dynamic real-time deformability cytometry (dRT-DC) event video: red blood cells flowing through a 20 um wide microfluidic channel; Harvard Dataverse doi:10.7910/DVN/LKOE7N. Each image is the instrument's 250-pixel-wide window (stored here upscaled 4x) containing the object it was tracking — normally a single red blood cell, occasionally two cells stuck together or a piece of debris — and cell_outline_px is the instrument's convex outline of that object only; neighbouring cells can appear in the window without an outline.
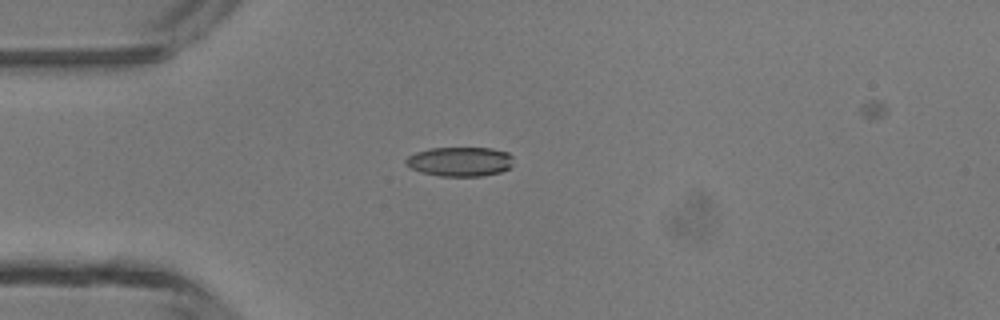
{"species": "common noctule bat (a hibernating species)", "species_latin": "Nyctalus noctula", "temperature_condition": "room temperature", "stored_images_in_passage": 2, "camera_frame_rate_fps": 3000, "um_per_image_px": 0.085, "animal": {"sex": "male", "body_mass_g": 13.3}, "frame": {"image": 1, "passage_image": 1, "time_ms": 0.0, "image_size_px": [1000, 320], "cell_outline_px": [[512, 164], [508, 168], [500, 172], [480, 176], [440, 176], [420, 172], [404, 164], [404, 160], [408, 156], [416, 152], [428, 148], [492, 148], [508, 152], [512, 156]], "centroid_in_image_um": [39.07, 13.73], "position_along_channel_um": 45.9, "area_um2": 18.5}}